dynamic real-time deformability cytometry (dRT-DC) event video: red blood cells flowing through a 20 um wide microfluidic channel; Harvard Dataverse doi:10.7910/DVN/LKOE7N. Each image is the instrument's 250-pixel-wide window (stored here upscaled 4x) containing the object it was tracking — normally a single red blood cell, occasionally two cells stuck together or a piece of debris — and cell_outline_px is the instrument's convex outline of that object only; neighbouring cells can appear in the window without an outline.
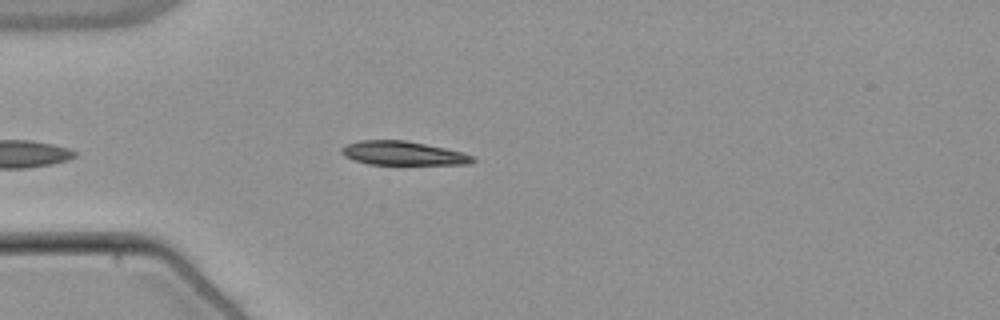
{"species": "common noctule bat (a hibernating species)", "species_latin": "Nyctalus noctula", "temperature_condition": "warm", "stored_images_in_passage": 38, "camera_frame_rate_fps": 3000, "um_per_image_px": 0.085, "animal": {"sex": "male", "body_mass_g": 21.5, "forearm_length_mm": 52.0}, "frame": {"image": 1, "passage_image": 2, "time_ms": 0.333, "image_size_px": [1000, 320], "cell_outline_px": [[476, 160], [468, 164], [368, 164], [344, 156], [340, 152], [340, 148], [348, 144], [360, 140], [404, 140], [444, 148], [460, 152], [472, 156]], "centroid_in_image_um": [34.2, 13.02], "position_along_channel_um": 50.8, "area_um2": 17.92}}
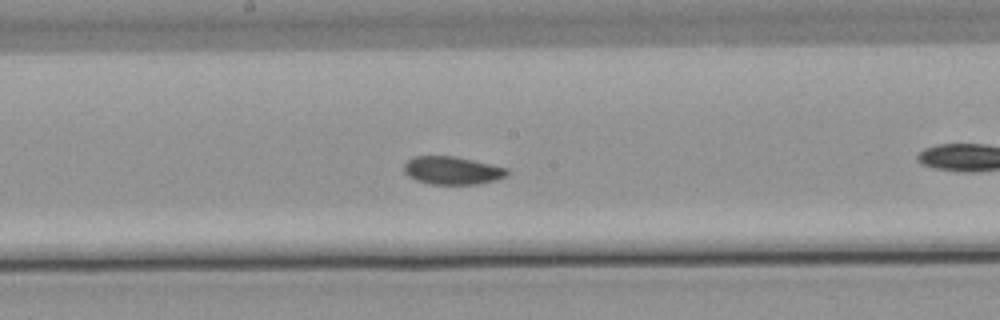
{"frame": {"image": 2, "passage_image": 12, "time_ms": 3.667, "image_size_px": [1000, 320], "cell_outline_px": [[508, 176], [496, 180], [480, 184], [428, 184], [416, 180], [408, 176], [404, 172], [404, 164], [412, 156], [456, 156], [508, 168]], "centroid_in_image_um": [38.45, 14.49], "position_along_channel_um": 209.8, "area_um2": 16.99}}
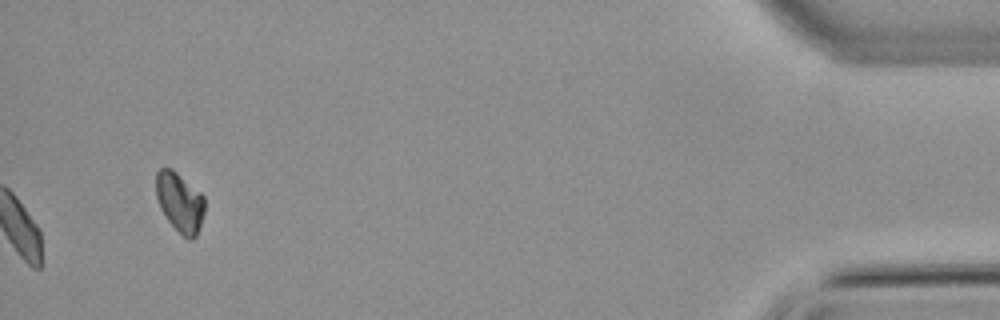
{"frame": {"image": 3, "passage_image": 38, "time_ms": 12.333, "image_size_px": [1000, 320], "cell_outline_px": [[204, 212], [196, 236], [192, 240], [188, 240], [168, 220], [160, 208], [156, 196], [156, 172], [160, 168], [172, 168], [200, 192], [204, 196]], "centroid_in_image_um": [15.27, 17.17], "position_along_channel_um": 419.9, "area_um2": 16.7}, "authors_computed_cell_mechanics": {"area_um2": 16.8776, "velocity_mm_per_s": 3.7938, "shape_relaxation_time_tau1_ms": 1.1075, "shape_relaxation_time_tau2_ms": 2.8426, "deformation_change_tau1": 0.1356, "deformation_change_tau2": 0.0519}}